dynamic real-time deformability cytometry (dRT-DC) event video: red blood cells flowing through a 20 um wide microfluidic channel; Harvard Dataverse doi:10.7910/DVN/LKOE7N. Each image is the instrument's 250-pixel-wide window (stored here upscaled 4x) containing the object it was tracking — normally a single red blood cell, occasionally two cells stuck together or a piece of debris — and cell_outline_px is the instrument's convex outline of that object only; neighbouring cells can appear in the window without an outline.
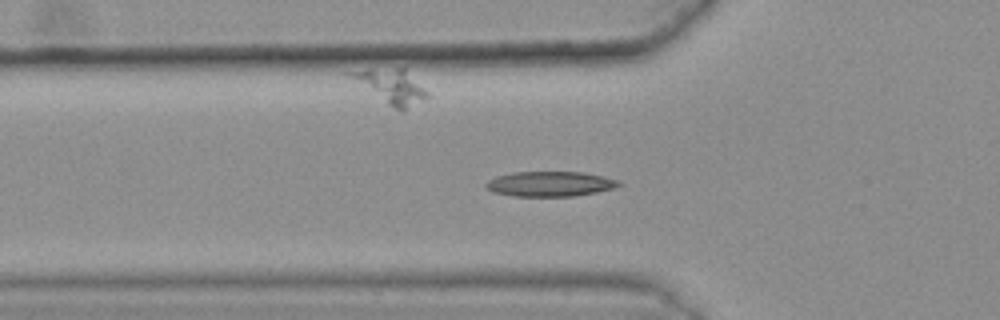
{"species": "common noctule bat (a hibernating species)", "species_latin": "Nyctalus noctula", "temperature_condition": "warm", "stored_images_in_passage": 47, "camera_frame_rate_fps": 3000, "um_per_image_px": 0.085, "animal": {"sex": "female", "body_mass_g": 25.1}, "frame": {"image": 1, "passage_image": 19, "time_ms": 6.0, "image_size_px": [1000, 320], "cell_outline_px": [[624, 184], [612, 188], [596, 192], [576, 196], [512, 196], [492, 192], [484, 184], [488, 180], [496, 176], [512, 172], [584, 172], [604, 176], [620, 180]], "centroid_in_image_um": [46.77, 15.63], "position_along_channel_um": 79.0, "area_um2": 19.54}}
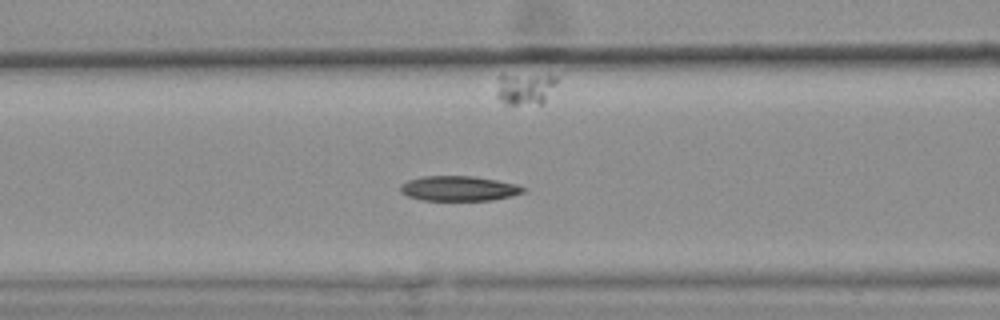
{"frame": {"image": 2, "passage_image": 23, "time_ms": 7.333, "image_size_px": [1000, 320], "cell_outline_px": [[528, 188], [524, 192], [512, 196], [492, 200], [420, 200], [408, 196], [400, 192], [400, 188], [408, 180], [424, 176], [472, 176], [496, 180], [516, 184]], "centroid_in_image_um": [39.03, 16.02], "position_along_channel_um": 127.6, "area_um2": 17.8}}
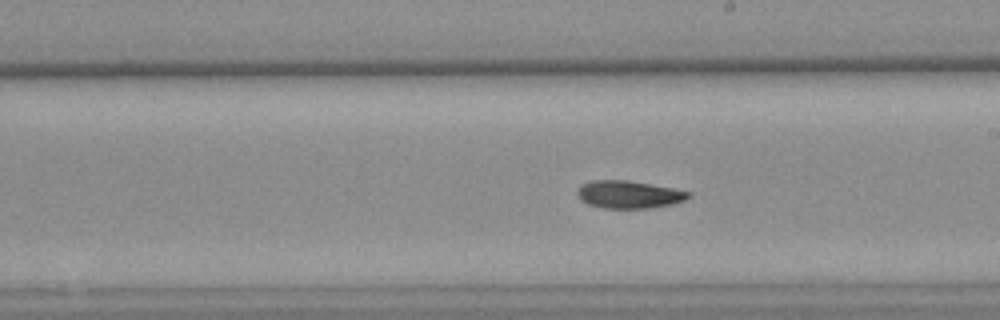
{"frame": {"image": 3, "passage_image": 32, "time_ms": 10.333, "image_size_px": [1000, 320], "cell_outline_px": [[692, 196], [684, 200], [672, 204], [652, 208], [604, 208], [588, 204], [580, 200], [576, 192], [580, 184], [588, 180], [628, 180], [672, 188], [688, 192]], "centroid_in_image_um": [53.4, 16.52], "position_along_channel_um": 235.6, "area_um2": 17.98}, "authors_computed_cell_mechanics": {"area_um2": 18.3226, "velocity_mm_per_s": 3.6078, "shape_relaxation_time_tau1_ms": 8.9893, "shape_relaxation_time_tau2_ms": 6.6595, "deformation_change_tau1": 0.1956, "deformation_change_tau2": 0.1028}}